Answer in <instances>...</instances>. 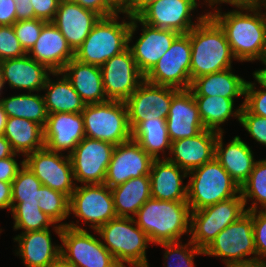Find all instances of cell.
<instances>
[{
    "label": "cell",
    "mask_w": 266,
    "mask_h": 267,
    "mask_svg": "<svg viewBox=\"0 0 266 267\" xmlns=\"http://www.w3.org/2000/svg\"><path fill=\"white\" fill-rule=\"evenodd\" d=\"M114 147L85 137L69 155L76 184H103Z\"/></svg>",
    "instance_id": "9a60e30c"
},
{
    "label": "cell",
    "mask_w": 266,
    "mask_h": 267,
    "mask_svg": "<svg viewBox=\"0 0 266 267\" xmlns=\"http://www.w3.org/2000/svg\"><path fill=\"white\" fill-rule=\"evenodd\" d=\"M81 114L85 137L105 141L114 146L131 139L125 102L107 100L85 105Z\"/></svg>",
    "instance_id": "52a82bcc"
},
{
    "label": "cell",
    "mask_w": 266,
    "mask_h": 267,
    "mask_svg": "<svg viewBox=\"0 0 266 267\" xmlns=\"http://www.w3.org/2000/svg\"><path fill=\"white\" fill-rule=\"evenodd\" d=\"M131 138L153 159H159L161 157L159 154L162 152L163 158H166V155L164 156L165 149L170 153L171 140L168 135L166 119L142 121L131 132Z\"/></svg>",
    "instance_id": "e575fe53"
},
{
    "label": "cell",
    "mask_w": 266,
    "mask_h": 267,
    "mask_svg": "<svg viewBox=\"0 0 266 267\" xmlns=\"http://www.w3.org/2000/svg\"><path fill=\"white\" fill-rule=\"evenodd\" d=\"M39 208L48 215L57 225L65 226V219L69 214V198L50 187L41 185L39 196ZM61 223V224H60Z\"/></svg>",
    "instance_id": "f35d334b"
},
{
    "label": "cell",
    "mask_w": 266,
    "mask_h": 267,
    "mask_svg": "<svg viewBox=\"0 0 266 267\" xmlns=\"http://www.w3.org/2000/svg\"><path fill=\"white\" fill-rule=\"evenodd\" d=\"M198 106L200 119L207 130L224 133L220 125L229 120L230 117L240 121L241 108L245 101L234 109V100L220 96H194Z\"/></svg>",
    "instance_id": "836d02e7"
},
{
    "label": "cell",
    "mask_w": 266,
    "mask_h": 267,
    "mask_svg": "<svg viewBox=\"0 0 266 267\" xmlns=\"http://www.w3.org/2000/svg\"><path fill=\"white\" fill-rule=\"evenodd\" d=\"M204 3L207 5V0ZM198 6L197 0H158L148 6L138 18L152 27L187 34L208 15V12H204V15L195 18L197 21L194 23L192 12Z\"/></svg>",
    "instance_id": "ac0fdd59"
},
{
    "label": "cell",
    "mask_w": 266,
    "mask_h": 267,
    "mask_svg": "<svg viewBox=\"0 0 266 267\" xmlns=\"http://www.w3.org/2000/svg\"><path fill=\"white\" fill-rule=\"evenodd\" d=\"M50 228L41 231H29L16 235L18 242L15 250L26 267H47L60 256L61 245L52 243Z\"/></svg>",
    "instance_id": "83f0119b"
},
{
    "label": "cell",
    "mask_w": 266,
    "mask_h": 267,
    "mask_svg": "<svg viewBox=\"0 0 266 267\" xmlns=\"http://www.w3.org/2000/svg\"><path fill=\"white\" fill-rule=\"evenodd\" d=\"M19 156L14 153L12 156L0 160V181L12 183L16 178L18 170L24 165V160L20 164L15 159ZM15 157V158H14Z\"/></svg>",
    "instance_id": "c3c4849f"
},
{
    "label": "cell",
    "mask_w": 266,
    "mask_h": 267,
    "mask_svg": "<svg viewBox=\"0 0 266 267\" xmlns=\"http://www.w3.org/2000/svg\"><path fill=\"white\" fill-rule=\"evenodd\" d=\"M47 267H75L72 263L68 262L61 255L50 263Z\"/></svg>",
    "instance_id": "91938a15"
},
{
    "label": "cell",
    "mask_w": 266,
    "mask_h": 267,
    "mask_svg": "<svg viewBox=\"0 0 266 267\" xmlns=\"http://www.w3.org/2000/svg\"><path fill=\"white\" fill-rule=\"evenodd\" d=\"M76 3L101 17H108L119 13L107 0H78Z\"/></svg>",
    "instance_id": "681fc988"
},
{
    "label": "cell",
    "mask_w": 266,
    "mask_h": 267,
    "mask_svg": "<svg viewBox=\"0 0 266 267\" xmlns=\"http://www.w3.org/2000/svg\"><path fill=\"white\" fill-rule=\"evenodd\" d=\"M111 191L117 217L134 218L142 205L151 197L150 176L131 178L111 188Z\"/></svg>",
    "instance_id": "d6a6232c"
},
{
    "label": "cell",
    "mask_w": 266,
    "mask_h": 267,
    "mask_svg": "<svg viewBox=\"0 0 266 267\" xmlns=\"http://www.w3.org/2000/svg\"><path fill=\"white\" fill-rule=\"evenodd\" d=\"M7 117H18L34 121L43 128L46 125L48 112L43 94L28 92L27 94L14 95L0 98Z\"/></svg>",
    "instance_id": "d590c367"
},
{
    "label": "cell",
    "mask_w": 266,
    "mask_h": 267,
    "mask_svg": "<svg viewBox=\"0 0 266 267\" xmlns=\"http://www.w3.org/2000/svg\"><path fill=\"white\" fill-rule=\"evenodd\" d=\"M41 185V181L24 164L12 181V203L38 201Z\"/></svg>",
    "instance_id": "ab89813d"
},
{
    "label": "cell",
    "mask_w": 266,
    "mask_h": 267,
    "mask_svg": "<svg viewBox=\"0 0 266 267\" xmlns=\"http://www.w3.org/2000/svg\"><path fill=\"white\" fill-rule=\"evenodd\" d=\"M63 154L44 147L26 155L23 160L42 185L61 192L69 198L77 185L70 157Z\"/></svg>",
    "instance_id": "4fadbf2b"
},
{
    "label": "cell",
    "mask_w": 266,
    "mask_h": 267,
    "mask_svg": "<svg viewBox=\"0 0 266 267\" xmlns=\"http://www.w3.org/2000/svg\"><path fill=\"white\" fill-rule=\"evenodd\" d=\"M203 255L221 257L226 267L256 262L252 216L246 212L225 227L204 250Z\"/></svg>",
    "instance_id": "ba28073f"
},
{
    "label": "cell",
    "mask_w": 266,
    "mask_h": 267,
    "mask_svg": "<svg viewBox=\"0 0 266 267\" xmlns=\"http://www.w3.org/2000/svg\"><path fill=\"white\" fill-rule=\"evenodd\" d=\"M17 21L34 18V9L31 0H14Z\"/></svg>",
    "instance_id": "f5cc1de1"
},
{
    "label": "cell",
    "mask_w": 266,
    "mask_h": 267,
    "mask_svg": "<svg viewBox=\"0 0 266 267\" xmlns=\"http://www.w3.org/2000/svg\"><path fill=\"white\" fill-rule=\"evenodd\" d=\"M246 211L266 209V159L256 161L248 180L240 187ZM261 206V208H260Z\"/></svg>",
    "instance_id": "74e56055"
},
{
    "label": "cell",
    "mask_w": 266,
    "mask_h": 267,
    "mask_svg": "<svg viewBox=\"0 0 266 267\" xmlns=\"http://www.w3.org/2000/svg\"><path fill=\"white\" fill-rule=\"evenodd\" d=\"M166 124L171 142L196 136L205 130L197 103L189 89L180 90L173 97Z\"/></svg>",
    "instance_id": "7402d4cb"
},
{
    "label": "cell",
    "mask_w": 266,
    "mask_h": 267,
    "mask_svg": "<svg viewBox=\"0 0 266 267\" xmlns=\"http://www.w3.org/2000/svg\"><path fill=\"white\" fill-rule=\"evenodd\" d=\"M158 0H132L130 7L124 12L131 18L138 17L148 6Z\"/></svg>",
    "instance_id": "11a10c76"
},
{
    "label": "cell",
    "mask_w": 266,
    "mask_h": 267,
    "mask_svg": "<svg viewBox=\"0 0 266 267\" xmlns=\"http://www.w3.org/2000/svg\"><path fill=\"white\" fill-rule=\"evenodd\" d=\"M63 1H66V2H77L78 0H63Z\"/></svg>",
    "instance_id": "003e7915"
},
{
    "label": "cell",
    "mask_w": 266,
    "mask_h": 267,
    "mask_svg": "<svg viewBox=\"0 0 266 267\" xmlns=\"http://www.w3.org/2000/svg\"><path fill=\"white\" fill-rule=\"evenodd\" d=\"M27 54L52 72H61L74 59V51L52 22L43 25L40 36Z\"/></svg>",
    "instance_id": "d4e9b609"
},
{
    "label": "cell",
    "mask_w": 266,
    "mask_h": 267,
    "mask_svg": "<svg viewBox=\"0 0 266 267\" xmlns=\"http://www.w3.org/2000/svg\"><path fill=\"white\" fill-rule=\"evenodd\" d=\"M239 123L253 140L266 146V118L252 114L245 106L241 108Z\"/></svg>",
    "instance_id": "ee69618b"
},
{
    "label": "cell",
    "mask_w": 266,
    "mask_h": 267,
    "mask_svg": "<svg viewBox=\"0 0 266 267\" xmlns=\"http://www.w3.org/2000/svg\"><path fill=\"white\" fill-rule=\"evenodd\" d=\"M266 67V66H265ZM259 69L253 72V78L257 84L261 85L262 88L266 89V68Z\"/></svg>",
    "instance_id": "680465c9"
},
{
    "label": "cell",
    "mask_w": 266,
    "mask_h": 267,
    "mask_svg": "<svg viewBox=\"0 0 266 267\" xmlns=\"http://www.w3.org/2000/svg\"><path fill=\"white\" fill-rule=\"evenodd\" d=\"M241 192L230 199L191 211L190 240L205 250L228 225L246 213Z\"/></svg>",
    "instance_id": "30bf717a"
},
{
    "label": "cell",
    "mask_w": 266,
    "mask_h": 267,
    "mask_svg": "<svg viewBox=\"0 0 266 267\" xmlns=\"http://www.w3.org/2000/svg\"><path fill=\"white\" fill-rule=\"evenodd\" d=\"M218 133L203 130L198 135L171 142L169 161L189 172L215 158Z\"/></svg>",
    "instance_id": "44dd1931"
},
{
    "label": "cell",
    "mask_w": 266,
    "mask_h": 267,
    "mask_svg": "<svg viewBox=\"0 0 266 267\" xmlns=\"http://www.w3.org/2000/svg\"><path fill=\"white\" fill-rule=\"evenodd\" d=\"M100 70L107 100L125 102L145 80L129 48L108 59Z\"/></svg>",
    "instance_id": "e0dca14e"
},
{
    "label": "cell",
    "mask_w": 266,
    "mask_h": 267,
    "mask_svg": "<svg viewBox=\"0 0 266 267\" xmlns=\"http://www.w3.org/2000/svg\"><path fill=\"white\" fill-rule=\"evenodd\" d=\"M247 212L252 216L257 261L266 262V209Z\"/></svg>",
    "instance_id": "f6af8a7d"
},
{
    "label": "cell",
    "mask_w": 266,
    "mask_h": 267,
    "mask_svg": "<svg viewBox=\"0 0 266 267\" xmlns=\"http://www.w3.org/2000/svg\"><path fill=\"white\" fill-rule=\"evenodd\" d=\"M3 87L4 86H3V79H2V72H1V64H0V97H2L1 96V93H3L2 92V89H4Z\"/></svg>",
    "instance_id": "03108f58"
},
{
    "label": "cell",
    "mask_w": 266,
    "mask_h": 267,
    "mask_svg": "<svg viewBox=\"0 0 266 267\" xmlns=\"http://www.w3.org/2000/svg\"><path fill=\"white\" fill-rule=\"evenodd\" d=\"M7 118V114L4 112V108L0 103V135L4 134Z\"/></svg>",
    "instance_id": "94428289"
},
{
    "label": "cell",
    "mask_w": 266,
    "mask_h": 267,
    "mask_svg": "<svg viewBox=\"0 0 266 267\" xmlns=\"http://www.w3.org/2000/svg\"><path fill=\"white\" fill-rule=\"evenodd\" d=\"M129 267H150L149 263H138V264H129ZM123 267H127L126 265H124Z\"/></svg>",
    "instance_id": "e7e4bbea"
},
{
    "label": "cell",
    "mask_w": 266,
    "mask_h": 267,
    "mask_svg": "<svg viewBox=\"0 0 266 267\" xmlns=\"http://www.w3.org/2000/svg\"><path fill=\"white\" fill-rule=\"evenodd\" d=\"M12 183L0 181V210L8 209L11 212Z\"/></svg>",
    "instance_id": "db71d44e"
},
{
    "label": "cell",
    "mask_w": 266,
    "mask_h": 267,
    "mask_svg": "<svg viewBox=\"0 0 266 267\" xmlns=\"http://www.w3.org/2000/svg\"><path fill=\"white\" fill-rule=\"evenodd\" d=\"M140 25H142L141 35L135 44L131 46L128 44V48L140 72L146 76L180 34L173 30L152 27L142 22L138 17H134L131 22L128 43H133V36Z\"/></svg>",
    "instance_id": "2e32d148"
},
{
    "label": "cell",
    "mask_w": 266,
    "mask_h": 267,
    "mask_svg": "<svg viewBox=\"0 0 266 267\" xmlns=\"http://www.w3.org/2000/svg\"><path fill=\"white\" fill-rule=\"evenodd\" d=\"M3 136L24 157L45 147L43 127L28 119L8 117Z\"/></svg>",
    "instance_id": "1f68e13d"
},
{
    "label": "cell",
    "mask_w": 266,
    "mask_h": 267,
    "mask_svg": "<svg viewBox=\"0 0 266 267\" xmlns=\"http://www.w3.org/2000/svg\"><path fill=\"white\" fill-rule=\"evenodd\" d=\"M119 12L108 17H101L83 43L74 51L77 61L101 67L108 59L128 48V35L132 18L125 14L121 22ZM129 20V21H128Z\"/></svg>",
    "instance_id": "277c9868"
},
{
    "label": "cell",
    "mask_w": 266,
    "mask_h": 267,
    "mask_svg": "<svg viewBox=\"0 0 266 267\" xmlns=\"http://www.w3.org/2000/svg\"><path fill=\"white\" fill-rule=\"evenodd\" d=\"M233 267H266V262L256 261V262L246 263V264L237 265Z\"/></svg>",
    "instance_id": "6125c7cd"
},
{
    "label": "cell",
    "mask_w": 266,
    "mask_h": 267,
    "mask_svg": "<svg viewBox=\"0 0 266 267\" xmlns=\"http://www.w3.org/2000/svg\"><path fill=\"white\" fill-rule=\"evenodd\" d=\"M74 214L83 225L97 230L117 217L111 188L103 184L76 186L69 197V214Z\"/></svg>",
    "instance_id": "8fae6325"
},
{
    "label": "cell",
    "mask_w": 266,
    "mask_h": 267,
    "mask_svg": "<svg viewBox=\"0 0 266 267\" xmlns=\"http://www.w3.org/2000/svg\"><path fill=\"white\" fill-rule=\"evenodd\" d=\"M187 203L191 211L214 205L240 193L239 185L214 158L188 172Z\"/></svg>",
    "instance_id": "5b68a950"
},
{
    "label": "cell",
    "mask_w": 266,
    "mask_h": 267,
    "mask_svg": "<svg viewBox=\"0 0 266 267\" xmlns=\"http://www.w3.org/2000/svg\"><path fill=\"white\" fill-rule=\"evenodd\" d=\"M52 75L58 78L51 80L50 76H48L43 87V91H47L43 96L48 114L81 113L86 104L75 91L70 81L61 72H52Z\"/></svg>",
    "instance_id": "4dcf8cb0"
},
{
    "label": "cell",
    "mask_w": 266,
    "mask_h": 267,
    "mask_svg": "<svg viewBox=\"0 0 266 267\" xmlns=\"http://www.w3.org/2000/svg\"><path fill=\"white\" fill-rule=\"evenodd\" d=\"M86 105L107 101L99 66L71 59L61 70Z\"/></svg>",
    "instance_id": "f1b7e54d"
},
{
    "label": "cell",
    "mask_w": 266,
    "mask_h": 267,
    "mask_svg": "<svg viewBox=\"0 0 266 267\" xmlns=\"http://www.w3.org/2000/svg\"><path fill=\"white\" fill-rule=\"evenodd\" d=\"M151 197L162 201H187L188 172L167 158L154 159L150 168Z\"/></svg>",
    "instance_id": "484cf974"
},
{
    "label": "cell",
    "mask_w": 266,
    "mask_h": 267,
    "mask_svg": "<svg viewBox=\"0 0 266 267\" xmlns=\"http://www.w3.org/2000/svg\"><path fill=\"white\" fill-rule=\"evenodd\" d=\"M61 0H31L34 18L52 22Z\"/></svg>",
    "instance_id": "7dc6e473"
},
{
    "label": "cell",
    "mask_w": 266,
    "mask_h": 267,
    "mask_svg": "<svg viewBox=\"0 0 266 267\" xmlns=\"http://www.w3.org/2000/svg\"><path fill=\"white\" fill-rule=\"evenodd\" d=\"M43 129L45 147L53 152L65 153L67 151V155H70L85 138L81 113L48 114Z\"/></svg>",
    "instance_id": "ffe728a7"
},
{
    "label": "cell",
    "mask_w": 266,
    "mask_h": 267,
    "mask_svg": "<svg viewBox=\"0 0 266 267\" xmlns=\"http://www.w3.org/2000/svg\"><path fill=\"white\" fill-rule=\"evenodd\" d=\"M158 245L165 248L164 267H195L194 258L196 255L204 254V250L197 248L191 240H188L186 244L178 241L159 243Z\"/></svg>",
    "instance_id": "60d3db41"
},
{
    "label": "cell",
    "mask_w": 266,
    "mask_h": 267,
    "mask_svg": "<svg viewBox=\"0 0 266 267\" xmlns=\"http://www.w3.org/2000/svg\"><path fill=\"white\" fill-rule=\"evenodd\" d=\"M45 23L44 20L33 18L16 21L13 24L15 35L26 53L35 45Z\"/></svg>",
    "instance_id": "b9f144b4"
},
{
    "label": "cell",
    "mask_w": 266,
    "mask_h": 267,
    "mask_svg": "<svg viewBox=\"0 0 266 267\" xmlns=\"http://www.w3.org/2000/svg\"><path fill=\"white\" fill-rule=\"evenodd\" d=\"M191 43V82L201 76L232 68L236 60L224 30L208 14L189 32Z\"/></svg>",
    "instance_id": "7a4b0ae2"
},
{
    "label": "cell",
    "mask_w": 266,
    "mask_h": 267,
    "mask_svg": "<svg viewBox=\"0 0 266 267\" xmlns=\"http://www.w3.org/2000/svg\"><path fill=\"white\" fill-rule=\"evenodd\" d=\"M118 12H125L132 0H107Z\"/></svg>",
    "instance_id": "6f0895ef"
},
{
    "label": "cell",
    "mask_w": 266,
    "mask_h": 267,
    "mask_svg": "<svg viewBox=\"0 0 266 267\" xmlns=\"http://www.w3.org/2000/svg\"><path fill=\"white\" fill-rule=\"evenodd\" d=\"M10 143L6 140L3 135H0V160L10 157L14 154Z\"/></svg>",
    "instance_id": "9f6ffc18"
},
{
    "label": "cell",
    "mask_w": 266,
    "mask_h": 267,
    "mask_svg": "<svg viewBox=\"0 0 266 267\" xmlns=\"http://www.w3.org/2000/svg\"><path fill=\"white\" fill-rule=\"evenodd\" d=\"M27 54L15 35L13 25L0 26V61L22 57Z\"/></svg>",
    "instance_id": "7bdbcfd3"
},
{
    "label": "cell",
    "mask_w": 266,
    "mask_h": 267,
    "mask_svg": "<svg viewBox=\"0 0 266 267\" xmlns=\"http://www.w3.org/2000/svg\"><path fill=\"white\" fill-rule=\"evenodd\" d=\"M223 133H218L215 158L241 187L249 178L257 160L254 153L238 135L224 146Z\"/></svg>",
    "instance_id": "4316f807"
},
{
    "label": "cell",
    "mask_w": 266,
    "mask_h": 267,
    "mask_svg": "<svg viewBox=\"0 0 266 267\" xmlns=\"http://www.w3.org/2000/svg\"><path fill=\"white\" fill-rule=\"evenodd\" d=\"M259 61H261V63L266 66V38H265L264 49H263V52H262V55H261Z\"/></svg>",
    "instance_id": "be15d7a7"
},
{
    "label": "cell",
    "mask_w": 266,
    "mask_h": 267,
    "mask_svg": "<svg viewBox=\"0 0 266 267\" xmlns=\"http://www.w3.org/2000/svg\"><path fill=\"white\" fill-rule=\"evenodd\" d=\"M134 220L153 245L182 241L185 234L190 236L191 209L187 201H162L150 197Z\"/></svg>",
    "instance_id": "3957f363"
},
{
    "label": "cell",
    "mask_w": 266,
    "mask_h": 267,
    "mask_svg": "<svg viewBox=\"0 0 266 267\" xmlns=\"http://www.w3.org/2000/svg\"><path fill=\"white\" fill-rule=\"evenodd\" d=\"M190 64V34H180L145 76V80L155 85L187 90L191 85Z\"/></svg>",
    "instance_id": "7c38bea8"
},
{
    "label": "cell",
    "mask_w": 266,
    "mask_h": 267,
    "mask_svg": "<svg viewBox=\"0 0 266 267\" xmlns=\"http://www.w3.org/2000/svg\"><path fill=\"white\" fill-rule=\"evenodd\" d=\"M38 205V201L11 203V213L14 220L13 229H23L21 233H25L45 230L51 225L53 226V231L60 238L63 226L57 225Z\"/></svg>",
    "instance_id": "8d00e7d4"
},
{
    "label": "cell",
    "mask_w": 266,
    "mask_h": 267,
    "mask_svg": "<svg viewBox=\"0 0 266 267\" xmlns=\"http://www.w3.org/2000/svg\"><path fill=\"white\" fill-rule=\"evenodd\" d=\"M179 89L144 80L125 101L131 132L145 120L167 119L173 97Z\"/></svg>",
    "instance_id": "5bb4252c"
},
{
    "label": "cell",
    "mask_w": 266,
    "mask_h": 267,
    "mask_svg": "<svg viewBox=\"0 0 266 267\" xmlns=\"http://www.w3.org/2000/svg\"><path fill=\"white\" fill-rule=\"evenodd\" d=\"M211 8L213 12L209 11L208 14L224 30L236 61L259 60L266 38V11L263 12L260 7H236L237 10L228 12H222L218 6V9Z\"/></svg>",
    "instance_id": "6da1fadb"
},
{
    "label": "cell",
    "mask_w": 266,
    "mask_h": 267,
    "mask_svg": "<svg viewBox=\"0 0 266 267\" xmlns=\"http://www.w3.org/2000/svg\"><path fill=\"white\" fill-rule=\"evenodd\" d=\"M154 159L132 138L114 147L104 184L113 188L131 178L149 175Z\"/></svg>",
    "instance_id": "d6986e66"
},
{
    "label": "cell",
    "mask_w": 266,
    "mask_h": 267,
    "mask_svg": "<svg viewBox=\"0 0 266 267\" xmlns=\"http://www.w3.org/2000/svg\"><path fill=\"white\" fill-rule=\"evenodd\" d=\"M229 68L194 79L189 90L193 96H220L229 99L245 96L247 81Z\"/></svg>",
    "instance_id": "f546056e"
},
{
    "label": "cell",
    "mask_w": 266,
    "mask_h": 267,
    "mask_svg": "<svg viewBox=\"0 0 266 267\" xmlns=\"http://www.w3.org/2000/svg\"><path fill=\"white\" fill-rule=\"evenodd\" d=\"M0 64L3 86L8 83L12 89L40 92L43 90L48 76L52 75V71L28 54L18 58L2 60Z\"/></svg>",
    "instance_id": "cb8c5ba5"
},
{
    "label": "cell",
    "mask_w": 266,
    "mask_h": 267,
    "mask_svg": "<svg viewBox=\"0 0 266 267\" xmlns=\"http://www.w3.org/2000/svg\"><path fill=\"white\" fill-rule=\"evenodd\" d=\"M14 0H0V26L13 25L16 21V10Z\"/></svg>",
    "instance_id": "f907efd6"
},
{
    "label": "cell",
    "mask_w": 266,
    "mask_h": 267,
    "mask_svg": "<svg viewBox=\"0 0 266 267\" xmlns=\"http://www.w3.org/2000/svg\"><path fill=\"white\" fill-rule=\"evenodd\" d=\"M230 4L233 7H260L266 8V0H207V7H216L220 4Z\"/></svg>",
    "instance_id": "816d5d0a"
},
{
    "label": "cell",
    "mask_w": 266,
    "mask_h": 267,
    "mask_svg": "<svg viewBox=\"0 0 266 267\" xmlns=\"http://www.w3.org/2000/svg\"><path fill=\"white\" fill-rule=\"evenodd\" d=\"M257 83L247 81L244 96V106L257 116L266 118V89L260 85L256 88Z\"/></svg>",
    "instance_id": "bcb514c9"
},
{
    "label": "cell",
    "mask_w": 266,
    "mask_h": 267,
    "mask_svg": "<svg viewBox=\"0 0 266 267\" xmlns=\"http://www.w3.org/2000/svg\"><path fill=\"white\" fill-rule=\"evenodd\" d=\"M94 232L122 267L148 263L146 249L151 241L134 218L116 217Z\"/></svg>",
    "instance_id": "8992f818"
},
{
    "label": "cell",
    "mask_w": 266,
    "mask_h": 267,
    "mask_svg": "<svg viewBox=\"0 0 266 267\" xmlns=\"http://www.w3.org/2000/svg\"><path fill=\"white\" fill-rule=\"evenodd\" d=\"M78 222L65 223L60 237V255L75 267H122L100 238L79 226Z\"/></svg>",
    "instance_id": "9c48e42d"
},
{
    "label": "cell",
    "mask_w": 266,
    "mask_h": 267,
    "mask_svg": "<svg viewBox=\"0 0 266 267\" xmlns=\"http://www.w3.org/2000/svg\"><path fill=\"white\" fill-rule=\"evenodd\" d=\"M101 18L95 12L75 2L61 0L52 23L61 31L68 45L75 51Z\"/></svg>",
    "instance_id": "603a6c76"
}]
</instances>
